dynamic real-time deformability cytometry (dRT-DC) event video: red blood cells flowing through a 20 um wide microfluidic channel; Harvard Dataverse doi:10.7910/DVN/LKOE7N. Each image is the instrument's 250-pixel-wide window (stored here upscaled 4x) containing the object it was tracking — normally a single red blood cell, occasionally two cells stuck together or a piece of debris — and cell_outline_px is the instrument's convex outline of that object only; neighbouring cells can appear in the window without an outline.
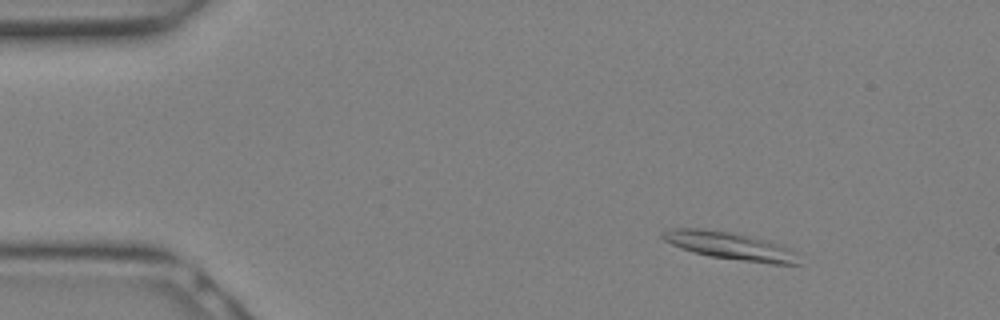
{"species": "Egyptian fruit bat (a non-hibernating species)", "species_latin": "Rousettus aegyptiacus", "temperature_condition": "warm", "stored_images_in_passage": 11, "camera_frame_rate_fps": 3000, "um_per_image_px": 0.085, "animal": {"sex": "female"}, "frame": {"image": 1, "passage_image": 1, "time_ms": 0.0, "image_size_px": [1000, 320], "cell_outline_px": [[800, 264], [772, 264], [708, 256], [672, 244], [664, 240], [660, 236], [660, 232], [668, 228], [700, 228], [728, 232], [764, 240], [784, 248], [792, 252]], "centroid_in_image_um": [61.92, 20.89], "position_along_channel_um": 23.1, "area_um2": 20.98}}
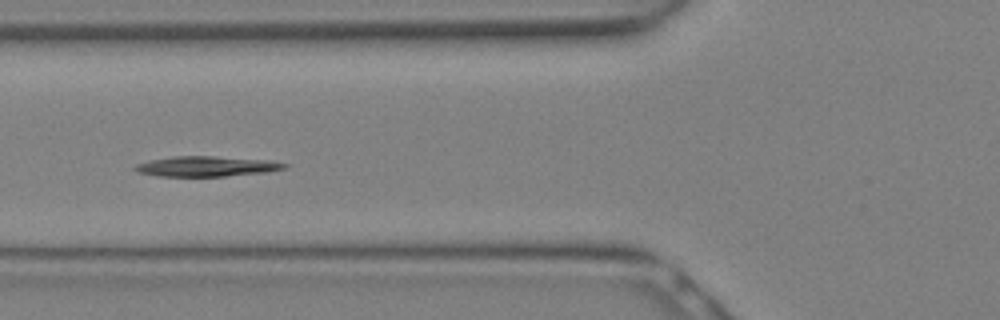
{"frame": {"image": 2, "passage_image": 8, "time_ms": 2.333, "image_size_px": [1000, 320], "cell_outline_px": [[288, 168], [268, 172], [224, 176], [160, 176], [136, 172], [132, 168], [136, 164], [148, 160], [172, 156], [212, 156], [268, 160], [288, 164]], "centroid_in_image_um": [17.53, 14.14], "position_along_channel_um": 108.3, "area_um2": 17.69}}
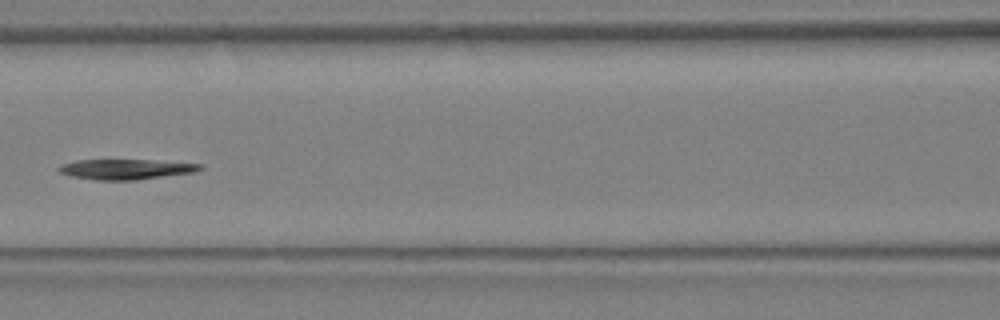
{"frame": {"image": 3, "passage_image": 10, "time_ms": 3.0, "image_size_px": [1000, 320], "cell_outline_px": [[204, 168], [196, 172], [136, 180], [96, 180], [72, 176], [60, 172], [56, 168], [64, 164], [76, 160], [152, 160], [204, 164]], "centroid_in_image_um": [10.76, 14.38], "position_along_channel_um": 155.8, "area_um2": 16.65}}